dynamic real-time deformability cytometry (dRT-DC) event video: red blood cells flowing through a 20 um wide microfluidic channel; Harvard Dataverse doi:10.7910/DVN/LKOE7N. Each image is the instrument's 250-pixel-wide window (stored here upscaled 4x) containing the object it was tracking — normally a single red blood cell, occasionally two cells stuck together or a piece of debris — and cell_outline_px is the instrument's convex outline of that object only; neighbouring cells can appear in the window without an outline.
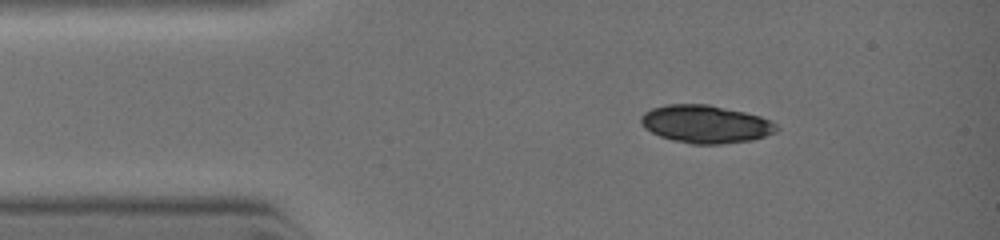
{"species": "common noctule bat (a hibernating species)", "species_latin": "Nyctalus noctula", "temperature_condition": "warm", "stored_images_in_passage": 11, "camera_frame_rate_fps": 3000, "um_per_image_px": 0.085, "animal": {"sex": "female", "body_mass_g": 19.0, "forearm_length_mm": 51.5}, "frame": {"image": 1, "passage_image": 1, "time_ms": 0.0, "image_size_px": [1000, 240], "cell_outline_px": [[780, 128], [776, 132], [752, 140], [720, 144], [692, 144], [672, 140], [660, 136], [644, 128], [640, 120], [640, 116], [644, 112], [652, 108], [668, 104], [708, 104], [744, 112], [760, 116], [776, 124]], "centroid_in_image_um": [59.96, 10.55], "position_along_channel_um": 25.0, "area_um2": 29.88}}